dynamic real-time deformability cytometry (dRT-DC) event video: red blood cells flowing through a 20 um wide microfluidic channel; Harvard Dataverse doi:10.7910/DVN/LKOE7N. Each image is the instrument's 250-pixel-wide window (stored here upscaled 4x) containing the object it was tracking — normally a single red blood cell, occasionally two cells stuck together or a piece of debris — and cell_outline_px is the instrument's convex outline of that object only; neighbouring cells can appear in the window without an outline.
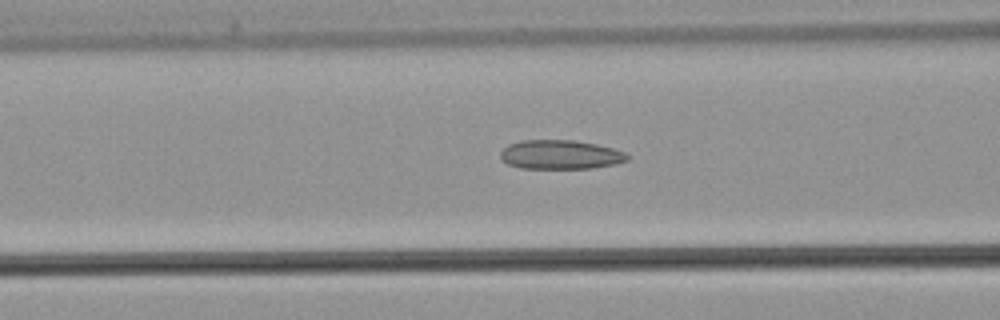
{"species": "common noctule bat (a hibernating species)", "species_latin": "Nyctalus noctula", "temperature_condition": "warm", "stored_images_in_passage": 29, "camera_frame_rate_fps": 3000, "um_per_image_px": 0.085, "animal": {"sex": "male", "body_mass_g": 21.5, "forearm_length_mm": 52.0}, "frame": {"image": 1, "passage_image": 11, "time_ms": 3.333, "image_size_px": [1000, 320], "cell_outline_px": [[628, 160], [616, 164], [592, 168], [520, 168], [508, 164], [500, 156], [500, 152], [508, 144], [520, 140], [572, 140], [596, 144], [612, 148], [624, 152], [628, 156]], "centroid_in_image_um": [47.62, 13.14], "position_along_channel_um": 119.0, "area_um2": 21.44}}
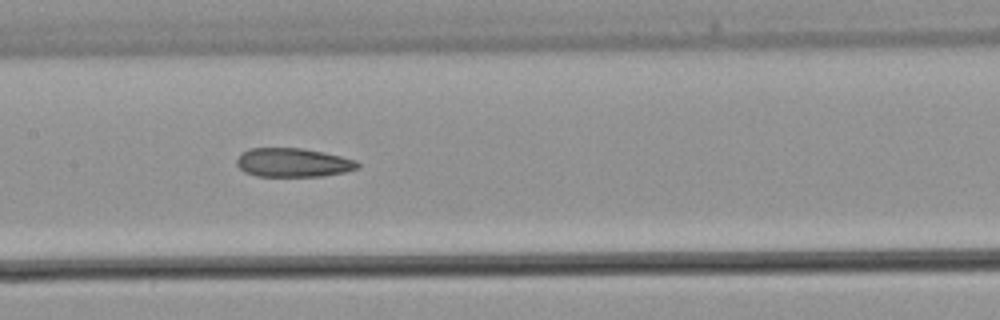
{"frame": {"image": 2, "passage_image": 15, "time_ms": 4.667, "image_size_px": [1000, 320], "cell_outline_px": [[360, 168], [344, 172], [324, 176], [256, 176], [244, 172], [236, 164], [236, 160], [240, 152], [252, 148], [300, 148], [324, 152], [356, 160], [360, 164]], "centroid_in_image_um": [24.9, 13.82], "position_along_channel_um": 182.5, "area_um2": 20.46}}
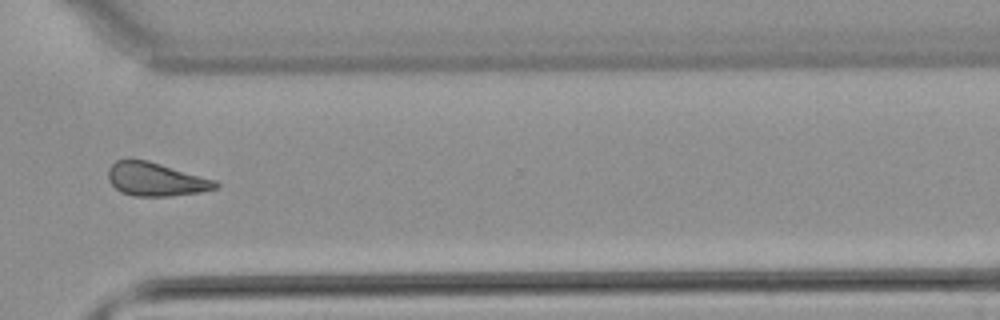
{"frame": {"image": 3, "passage_image": 26, "time_ms": 8.333, "image_size_px": [1000, 320], "cell_outline_px": [[220, 184], [216, 188], [200, 192], [172, 196], [132, 196], [120, 192], [108, 180], [108, 168], [116, 160], [148, 160], [216, 180]], "centroid_in_image_um": [13.24, 15.25], "position_along_channel_um": 357.4, "area_um2": 20.92}}